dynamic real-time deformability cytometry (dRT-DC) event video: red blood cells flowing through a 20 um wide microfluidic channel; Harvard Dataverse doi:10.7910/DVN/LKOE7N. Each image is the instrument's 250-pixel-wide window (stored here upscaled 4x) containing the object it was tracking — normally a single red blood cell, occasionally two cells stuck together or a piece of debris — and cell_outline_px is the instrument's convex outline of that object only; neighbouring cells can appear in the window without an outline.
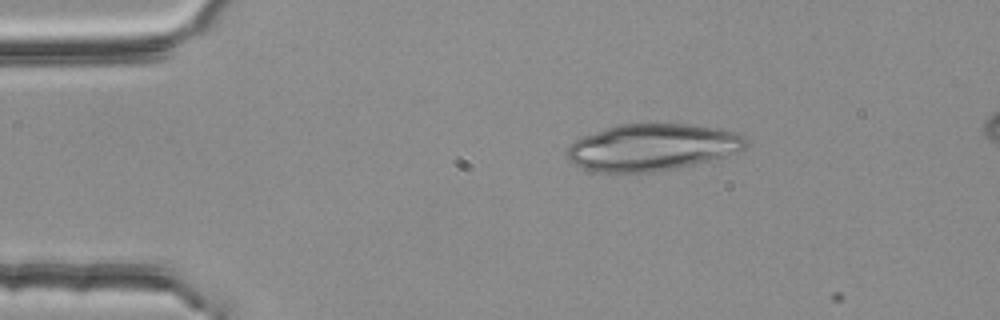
{"species": "common noctule bat (a hibernating species)", "species_latin": "Nyctalus noctula", "temperature_condition": "room temperature", "stored_images_in_passage": 2, "camera_frame_rate_fps": 3000, "um_per_image_px": 0.085, "animal": {"sex": "female", "body_mass_g": 25.1}, "frame": {"image": 1, "passage_image": 1, "time_ms": 0.0, "image_size_px": [1000, 320], "cell_outline_px": [[748, 148], [740, 152], [696, 164], [680, 168], [656, 172], [600, 172], [584, 168], [568, 160], [568, 148], [580, 136], [620, 124], [688, 124], [720, 128], [740, 132], [748, 140]], "centroid_in_image_um": [55.54, 12.52], "position_along_channel_um": 29.5, "area_um2": 49.19}}